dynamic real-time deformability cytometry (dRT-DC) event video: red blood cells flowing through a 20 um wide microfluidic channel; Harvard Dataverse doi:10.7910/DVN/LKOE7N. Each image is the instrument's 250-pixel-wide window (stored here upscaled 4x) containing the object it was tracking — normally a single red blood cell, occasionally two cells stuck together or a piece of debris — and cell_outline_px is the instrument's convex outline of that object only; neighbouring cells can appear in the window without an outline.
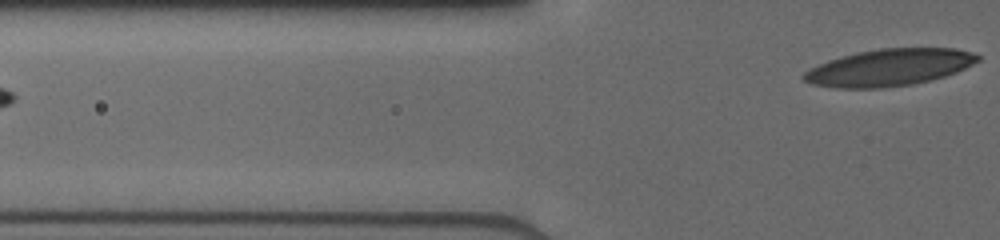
{"species": "human", "species_latin": "Homo sapiens", "temperature_condition": "cold", "stored_images_in_passage": 16, "segment_of_instrument_passage": [2, 2], "camera_frame_rate_fps": 3000, "um_per_image_px": 0.085, "donor": {"sex": "male"}, "frame": {"image": 1, "passage_image": 16, "time_ms": 6.667, "image_size_px": [1000, 240], "cell_outline_px": [[980, 60], [956, 72], [944, 76], [912, 84], [880, 88], [836, 88], [812, 84], [804, 80], [800, 76], [804, 72], [828, 60], [840, 56], [856, 52], [880, 48], [956, 48], [980, 56]], "centroid_in_image_um": [75.55, 5.73], "position_along_channel_um": 50.3, "area_um2": 37.22}}